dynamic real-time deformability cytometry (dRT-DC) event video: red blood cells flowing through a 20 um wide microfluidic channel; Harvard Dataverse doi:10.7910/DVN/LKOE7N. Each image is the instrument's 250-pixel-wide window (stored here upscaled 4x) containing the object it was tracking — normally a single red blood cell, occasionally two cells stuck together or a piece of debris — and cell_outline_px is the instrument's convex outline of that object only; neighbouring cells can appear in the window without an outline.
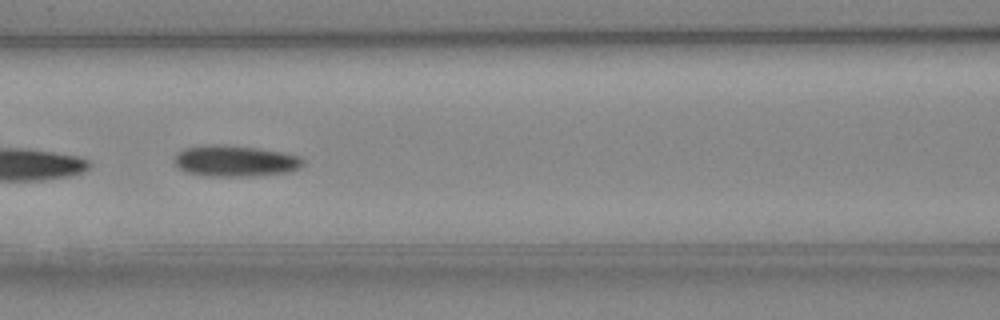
{"species": "Egyptian fruit bat (a non-hibernating species)", "species_latin": "Rousettus aegyptiacus", "temperature_condition": "cold", "stored_images_in_passage": 33, "camera_frame_rate_fps": 3000, "um_per_image_px": 0.085, "animal": {"sex": "female"}, "frame": {"image": 1, "passage_image": 6, "time_ms": 1.667, "image_size_px": [1000, 320], "cell_outline_px": [[304, 164], [300, 168], [292, 172], [252, 176], [200, 176], [188, 172], [180, 168], [172, 160], [176, 152], [184, 148], [216, 144], [256, 148], [280, 152], [300, 156], [304, 160]], "centroid_in_image_um": [19.99, 13.69], "position_along_channel_um": 146.6, "area_um2": 23.47}}
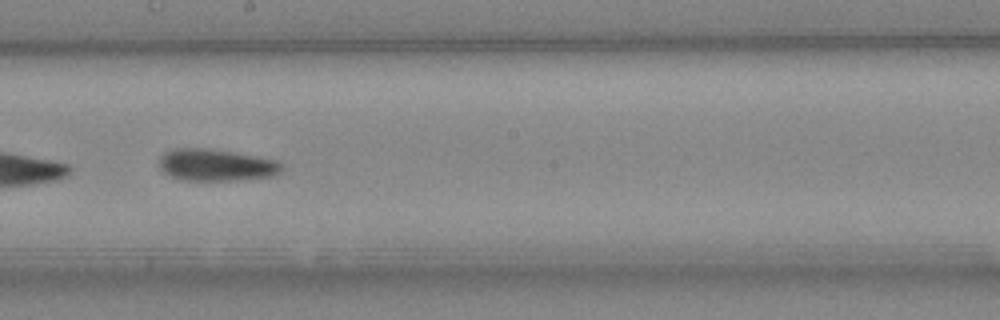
{"frame": {"image": 2, "passage_image": 12, "time_ms": 3.667, "image_size_px": [1000, 320], "cell_outline_px": [[280, 172], [272, 176], [236, 180], [180, 180], [164, 172], [160, 168], [160, 156], [164, 152], [176, 148], [208, 148], [232, 152], [276, 160], [280, 164]], "centroid_in_image_um": [18.32, 14.02], "position_along_channel_um": 229.9, "area_um2": 22.48}}
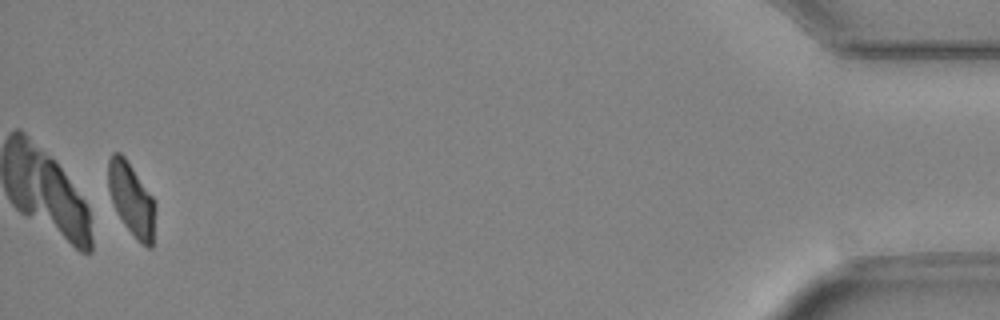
{"frame": {"image": 3, "passage_image": 32, "time_ms": 10.333, "image_size_px": [1000, 320], "cell_outline_px": [[156, 208], [152, 248], [148, 248], [140, 244], [136, 240], [124, 224], [116, 212], [108, 188], [108, 160], [112, 152], [120, 152], [124, 156], [152, 196], [156, 204]], "centroid_in_image_um": [11.18, 16.97], "position_along_channel_um": 424.0, "area_um2": 20.11}}